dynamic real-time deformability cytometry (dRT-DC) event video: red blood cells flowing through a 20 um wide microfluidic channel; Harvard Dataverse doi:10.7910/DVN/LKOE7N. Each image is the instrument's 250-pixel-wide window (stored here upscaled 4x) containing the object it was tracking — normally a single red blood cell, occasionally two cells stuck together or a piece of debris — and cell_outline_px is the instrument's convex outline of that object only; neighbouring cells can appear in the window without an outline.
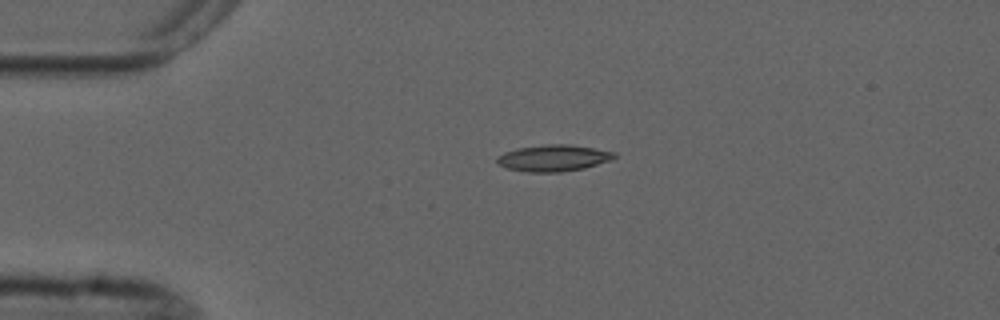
{"species": "common noctule bat (a hibernating species)", "species_latin": "Nyctalus noctula", "temperature_condition": "cold", "stored_images_in_passage": 2, "camera_frame_rate_fps": 3000, "um_per_image_px": 0.085, "animal": {"sex": "male", "forearm_length_mm": 52.5}, "frame": {"image": 1, "passage_image": 1, "time_ms": 0.0, "image_size_px": [1000, 320], "cell_outline_px": [[616, 156], [612, 160], [584, 168], [560, 172], [528, 172], [508, 168], [500, 164], [496, 160], [496, 156], [504, 152], [516, 148], [544, 144], [568, 144], [616, 152]], "centroid_in_image_um": [47.04, 13.42], "position_along_channel_um": 38.0, "area_um2": 18.09}}